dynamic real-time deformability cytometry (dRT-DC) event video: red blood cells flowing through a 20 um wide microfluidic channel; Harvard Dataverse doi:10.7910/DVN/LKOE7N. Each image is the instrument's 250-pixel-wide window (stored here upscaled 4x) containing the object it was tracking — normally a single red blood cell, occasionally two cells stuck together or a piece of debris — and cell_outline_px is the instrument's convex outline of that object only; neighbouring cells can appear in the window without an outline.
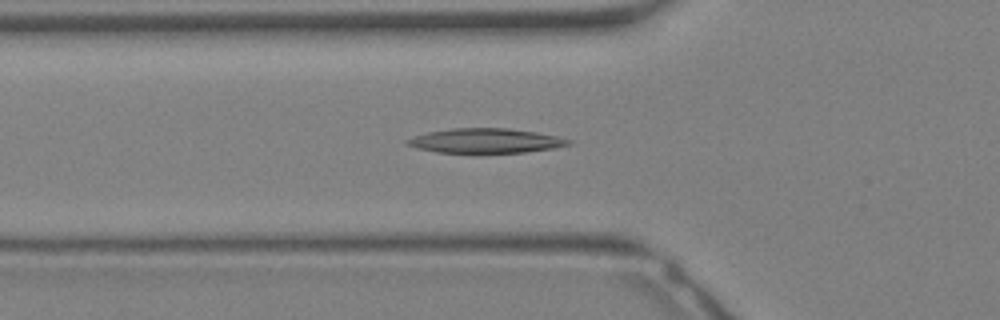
{"species": "Egyptian fruit bat (a non-hibernating species)", "species_latin": "Rousettus aegyptiacus", "temperature_condition": "warm", "stored_images_in_passage": 29, "camera_frame_rate_fps": 3000, "um_per_image_px": 0.085, "animal": {"sex": "female"}, "frame": {"image": 1, "passage_image": 8, "time_ms": 2.333, "image_size_px": [1000, 320], "cell_outline_px": [[572, 144], [552, 148], [524, 152], [436, 152], [416, 148], [408, 144], [404, 140], [428, 132], [452, 128], [508, 128], [536, 132], [556, 136], [572, 140]], "centroid_in_image_um": [41.28, 11.95], "position_along_channel_um": 84.5, "area_um2": 22.77}}
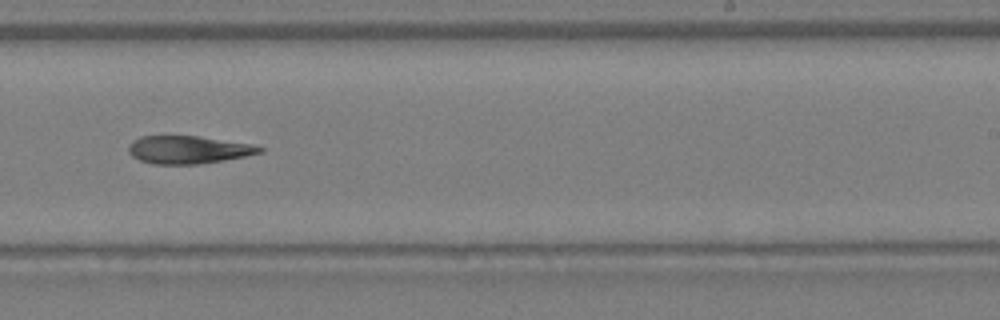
{"frame": {"image": 2, "passage_image": 17, "time_ms": 5.333, "image_size_px": [1000, 320], "cell_outline_px": [[264, 152], [244, 156], [200, 164], [152, 164], [140, 160], [132, 156], [128, 152], [128, 144], [132, 140], [140, 136], [196, 136], [252, 144], [264, 148]], "centroid_in_image_um": [15.96, 12.72], "position_along_channel_um": 273.0, "area_um2": 21.21}}
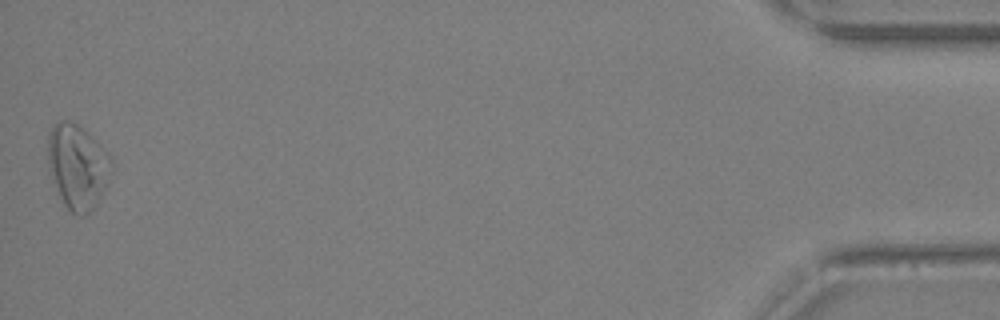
{"frame": {"image": 3, "passage_image": 29, "time_ms": 9.333, "image_size_px": [1000, 320], "cell_outline_px": [[112, 164], [104, 188], [96, 204], [84, 216], [80, 216], [72, 212], [64, 204], [52, 180], [48, 160], [48, 132], [60, 120], [72, 120], [84, 128], [112, 156]], "centroid_in_image_um": [6.58, 14.1], "position_along_channel_um": 428.6, "area_um2": 31.1}}